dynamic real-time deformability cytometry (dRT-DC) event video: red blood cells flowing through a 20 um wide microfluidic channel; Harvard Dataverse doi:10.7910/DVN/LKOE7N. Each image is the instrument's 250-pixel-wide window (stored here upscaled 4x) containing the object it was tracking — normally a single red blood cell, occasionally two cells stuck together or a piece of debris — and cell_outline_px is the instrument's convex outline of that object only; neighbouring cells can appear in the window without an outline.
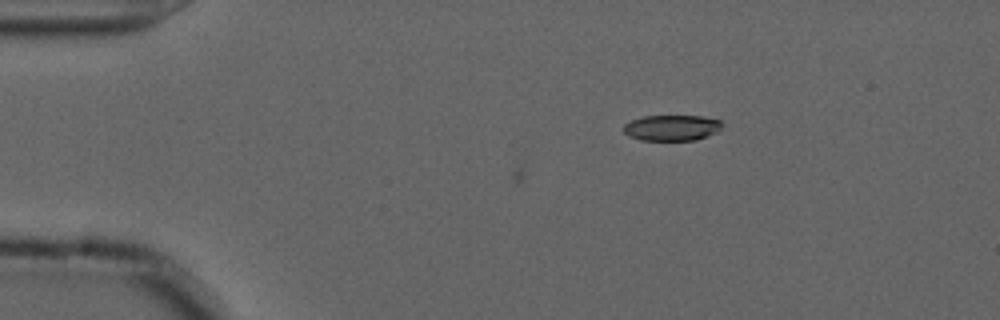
{"species": "common noctule bat (a hibernating species)", "species_latin": "Nyctalus noctula", "temperature_condition": "cold", "stored_images_in_passage": 14, "camera_frame_rate_fps": 3000, "um_per_image_px": 0.085, "animal": {"sex": "male", "forearm_length_mm": 52.5}, "frame": {"image": 1, "passage_image": 14, "time_ms": 4.333, "image_size_px": [1000, 320], "cell_outline_px": [[724, 124], [716, 132], [696, 140], [640, 140], [628, 136], [624, 132], [624, 124], [632, 120], [644, 116], [700, 116], [720, 120]], "centroid_in_image_um": [57.09, 10.86], "position_along_channel_um": 27.9, "area_um2": 14.74}}